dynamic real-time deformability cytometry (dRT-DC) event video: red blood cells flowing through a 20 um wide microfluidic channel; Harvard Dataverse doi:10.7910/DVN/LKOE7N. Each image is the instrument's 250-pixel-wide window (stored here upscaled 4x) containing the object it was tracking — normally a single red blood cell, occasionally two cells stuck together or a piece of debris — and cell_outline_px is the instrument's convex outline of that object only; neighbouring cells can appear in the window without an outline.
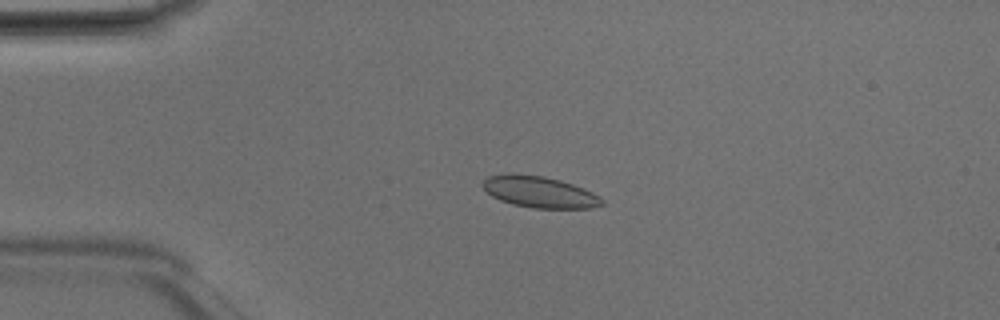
{"species": "Egyptian fruit bat (a non-hibernating species)", "species_latin": "Rousettus aegyptiacus", "temperature_condition": "room temperature", "stored_images_in_passage": 35, "camera_frame_rate_fps": 3000, "um_per_image_px": 0.085, "animal": {"sex": "male"}, "frame": {"image": 1, "passage_image": 9, "time_ms": 2.667, "image_size_px": [1000, 320], "cell_outline_px": [[604, 204], [592, 208], [532, 208], [512, 204], [500, 200], [492, 196], [480, 184], [488, 176], [508, 172], [544, 176], [560, 180], [584, 188], [600, 196], [604, 200]], "centroid_in_image_um": [45.85, 16.3], "position_along_channel_um": 39.2, "area_um2": 22.02}}
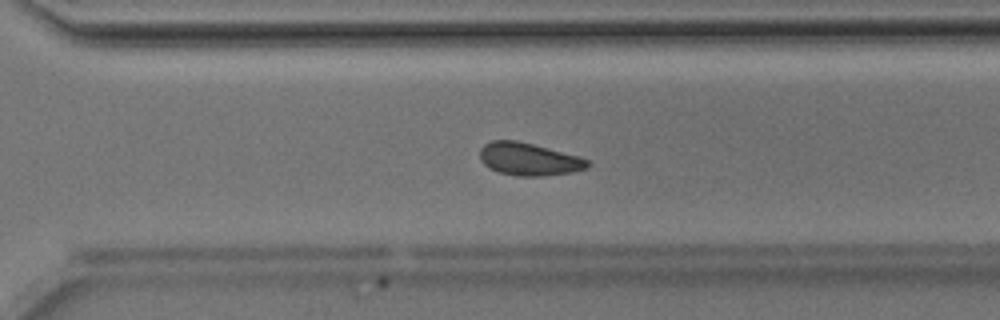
{"frame": {"image": 2, "passage_image": 32, "time_ms": 10.333, "image_size_px": [1000, 320], "cell_outline_px": [[592, 164], [588, 168], [572, 172], [544, 176], [520, 176], [500, 172], [488, 168], [480, 160], [480, 148], [484, 144], [492, 140], [516, 140], [580, 156], [588, 160]], "centroid_in_image_um": [44.97, 13.53], "position_along_channel_um": 325.6, "area_um2": 20.58}}
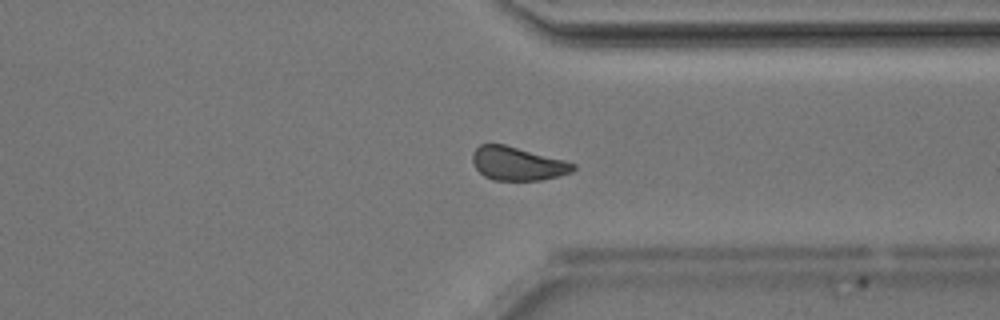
{"frame": {"image": 3, "passage_image": 35, "time_ms": 11.333, "image_size_px": [1000, 320], "cell_outline_px": [[576, 168], [572, 172], [560, 176], [540, 180], [492, 180], [484, 176], [476, 168], [472, 160], [472, 152], [480, 144], [504, 144], [564, 160], [576, 164]], "centroid_in_image_um": [43.99, 13.91], "position_along_channel_um": 367.4, "area_um2": 19.65}, "authors_computed_cell_mechanics": {"area_um2": 21.097, "velocity_mm_per_s": 4.1535, "shape_relaxation_time_tau1_ms": 2.4129, "shape_relaxation_time_tau2_ms": 1.7685, "deformation_change_tau1": 0.0592, "deformation_change_tau2": 0.0552}}